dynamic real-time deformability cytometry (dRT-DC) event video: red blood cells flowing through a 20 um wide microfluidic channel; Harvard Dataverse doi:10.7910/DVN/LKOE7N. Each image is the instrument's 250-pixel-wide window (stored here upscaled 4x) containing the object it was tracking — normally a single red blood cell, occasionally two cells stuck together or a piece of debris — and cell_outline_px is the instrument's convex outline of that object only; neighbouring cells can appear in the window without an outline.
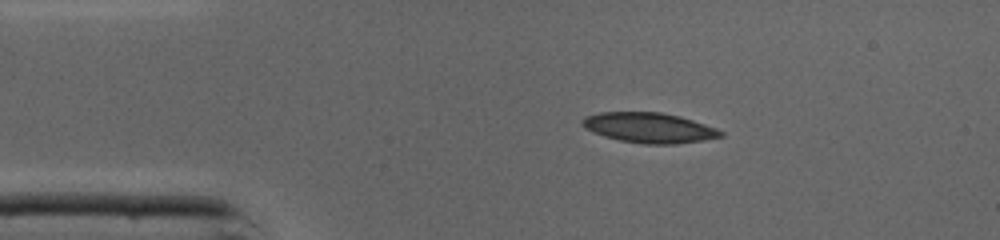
{"species": "common noctule bat (a hibernating species)", "species_latin": "Nyctalus noctula", "temperature_condition": "cold", "stored_images_in_passage": 38, "camera_frame_rate_fps": 3000, "um_per_image_px": 0.085, "animal": {"sex": "male", "body_mass_g": 19.0, "forearm_length_mm": 50.8}, "frame": {"image": 1, "passage_image": 1, "time_ms": 0.0, "image_size_px": [1000, 240], "cell_outline_px": [[724, 136], [704, 140], [676, 144], [644, 144], [620, 140], [604, 136], [584, 128], [580, 124], [580, 120], [588, 116], [600, 112], [660, 112], [680, 116], [716, 128], [724, 132]], "centroid_in_image_um": [55.18, 10.86], "position_along_channel_um": 29.8, "area_um2": 24.28}}
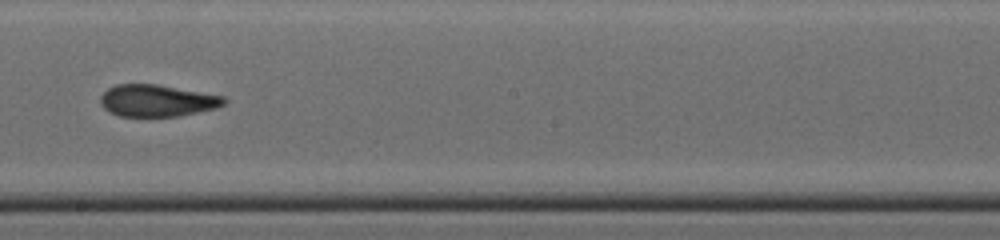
{"frame": {"image": 2, "passage_image": 18, "time_ms": 5.667, "image_size_px": [1000, 240], "cell_outline_px": [[228, 100], [224, 104], [216, 108], [176, 116], [120, 116], [104, 108], [100, 104], [100, 96], [108, 88], [116, 84], [156, 84], [224, 96]], "centroid_in_image_um": [13.34, 8.54], "position_along_channel_um": 234.9, "area_um2": 22.77}}
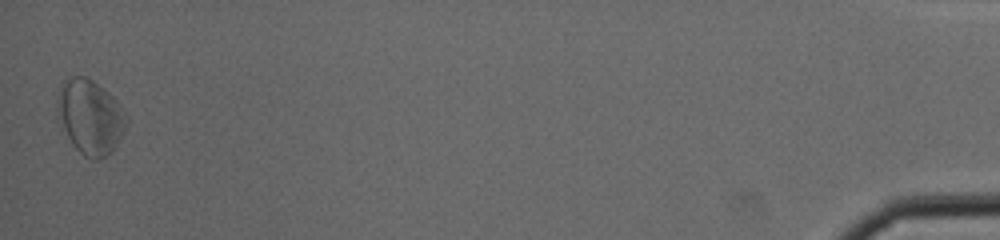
{"frame": {"image": 3, "passage_image": 38, "time_ms": 12.333, "image_size_px": [1000, 240], "cell_outline_px": [[128, 120], [112, 152], [100, 160], [92, 160], [84, 156], [72, 144], [56, 116], [56, 100], [64, 80], [72, 76], [84, 76], [92, 80], [108, 92], [116, 100]], "centroid_in_image_um": [7.63, 9.94], "position_along_channel_um": 427.6, "area_um2": 29.82}, "authors_computed_cell_mechanics": {"area_um2": 24.3627, "velocity_mm_per_s": 4.3452, "shape_relaxation_time_tau1_ms": null, "shape_relaxation_time_tau2_ms": 2.5349, "deformation_change_tau1": null, "deformation_change_tau2": 0.1039}}